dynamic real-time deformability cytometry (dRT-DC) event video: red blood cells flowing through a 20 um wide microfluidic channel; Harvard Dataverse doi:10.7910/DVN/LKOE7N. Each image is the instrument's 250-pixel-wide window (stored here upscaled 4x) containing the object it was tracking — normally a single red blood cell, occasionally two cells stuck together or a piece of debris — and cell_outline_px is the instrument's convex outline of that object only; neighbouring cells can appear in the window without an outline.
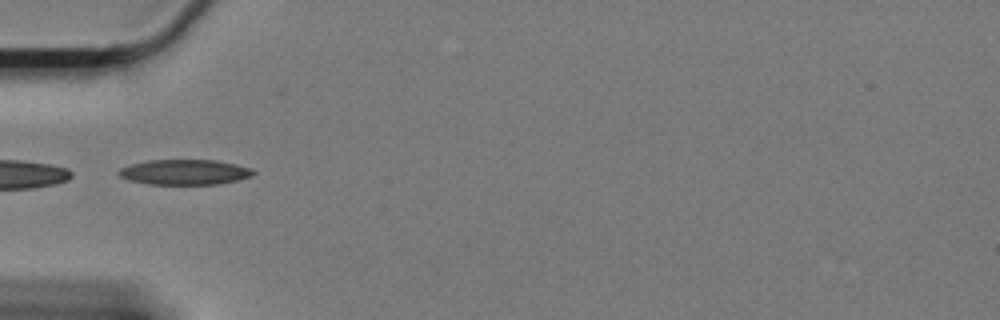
{"species": "Egyptian fruit bat (a non-hibernating species)", "species_latin": "Rousettus aegyptiacus", "temperature_condition": "cold", "stored_images_in_passage": 7, "camera_frame_rate_fps": 3000, "um_per_image_px": 0.085, "animal": {"sex": "female"}, "frame": {"image": 1, "passage_image": 1, "time_ms": 0.0, "image_size_px": [1000, 320], "cell_outline_px": [[256, 172], [252, 176], [236, 180], [216, 184], [148, 184], [128, 180], [120, 176], [116, 172], [120, 168], [132, 164], [148, 160], [216, 160], [236, 164], [252, 168]], "centroid_in_image_um": [15.69, 14.62], "position_along_channel_um": 69.3, "area_um2": 19.77}}